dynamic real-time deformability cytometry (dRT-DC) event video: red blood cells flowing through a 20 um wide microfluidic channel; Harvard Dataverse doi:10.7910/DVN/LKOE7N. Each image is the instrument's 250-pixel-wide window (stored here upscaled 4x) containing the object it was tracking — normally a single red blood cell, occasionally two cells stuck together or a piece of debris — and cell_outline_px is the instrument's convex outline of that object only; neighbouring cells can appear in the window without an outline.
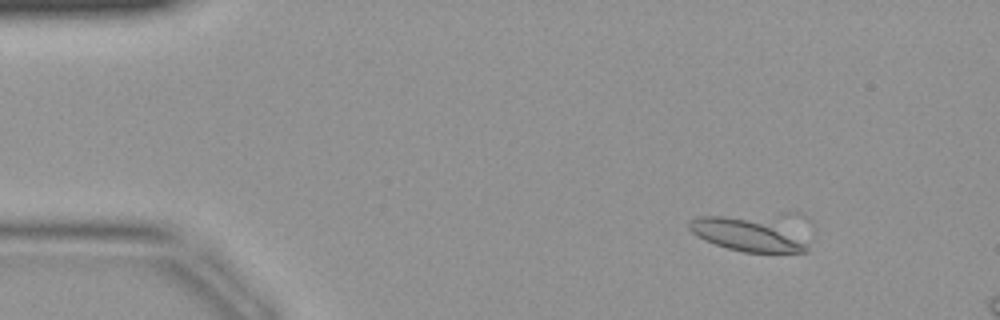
{"species": "common noctule bat (a hibernating species)", "species_latin": "Nyctalus noctula", "temperature_condition": "warm", "stored_images_in_passage": 9, "camera_frame_rate_fps": 3000, "um_per_image_px": 0.085, "animal": {"sex": "female", "body_mass_g": 19.9}, "frame": {"image": 1, "passage_image": 6, "time_ms": 1.667, "image_size_px": [1000, 320], "cell_outline_px": [[808, 252], [744, 252], [728, 248], [704, 240], [692, 232], [688, 228], [688, 224], [692, 220], [700, 216], [724, 216], [776, 224], [804, 244], [808, 248]], "centroid_in_image_um": [63.36, 19.96], "position_along_channel_um": 21.6, "area_um2": 21.27}}